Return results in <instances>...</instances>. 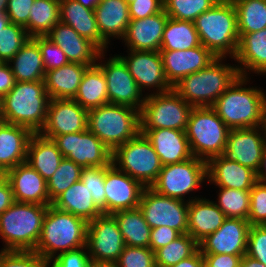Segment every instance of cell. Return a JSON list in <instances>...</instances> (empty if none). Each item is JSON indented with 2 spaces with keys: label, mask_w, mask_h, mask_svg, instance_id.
Segmentation results:
<instances>
[{
  "label": "cell",
  "mask_w": 266,
  "mask_h": 267,
  "mask_svg": "<svg viewBox=\"0 0 266 267\" xmlns=\"http://www.w3.org/2000/svg\"><path fill=\"white\" fill-rule=\"evenodd\" d=\"M250 79L239 75L211 106L230 130L262 126L266 92Z\"/></svg>",
  "instance_id": "cell-1"
},
{
  "label": "cell",
  "mask_w": 266,
  "mask_h": 267,
  "mask_svg": "<svg viewBox=\"0 0 266 267\" xmlns=\"http://www.w3.org/2000/svg\"><path fill=\"white\" fill-rule=\"evenodd\" d=\"M49 102L44 81L16 82L0 100L1 119L39 133L47 120Z\"/></svg>",
  "instance_id": "cell-2"
},
{
  "label": "cell",
  "mask_w": 266,
  "mask_h": 267,
  "mask_svg": "<svg viewBox=\"0 0 266 267\" xmlns=\"http://www.w3.org/2000/svg\"><path fill=\"white\" fill-rule=\"evenodd\" d=\"M88 222L49 205L39 242L34 250L50 262L60 253L86 246Z\"/></svg>",
  "instance_id": "cell-3"
},
{
  "label": "cell",
  "mask_w": 266,
  "mask_h": 267,
  "mask_svg": "<svg viewBox=\"0 0 266 267\" xmlns=\"http://www.w3.org/2000/svg\"><path fill=\"white\" fill-rule=\"evenodd\" d=\"M225 59V60H224ZM217 57L204 69L181 79L172 88L193 107H210L239 76L236 64Z\"/></svg>",
  "instance_id": "cell-4"
},
{
  "label": "cell",
  "mask_w": 266,
  "mask_h": 267,
  "mask_svg": "<svg viewBox=\"0 0 266 267\" xmlns=\"http://www.w3.org/2000/svg\"><path fill=\"white\" fill-rule=\"evenodd\" d=\"M201 44L216 57L233 59L239 45L234 4L217 1L194 20Z\"/></svg>",
  "instance_id": "cell-5"
},
{
  "label": "cell",
  "mask_w": 266,
  "mask_h": 267,
  "mask_svg": "<svg viewBox=\"0 0 266 267\" xmlns=\"http://www.w3.org/2000/svg\"><path fill=\"white\" fill-rule=\"evenodd\" d=\"M48 206L14 202L0 214L1 250L34 251Z\"/></svg>",
  "instance_id": "cell-6"
},
{
  "label": "cell",
  "mask_w": 266,
  "mask_h": 267,
  "mask_svg": "<svg viewBox=\"0 0 266 267\" xmlns=\"http://www.w3.org/2000/svg\"><path fill=\"white\" fill-rule=\"evenodd\" d=\"M88 129L113 151L140 132V111L111 103L90 109Z\"/></svg>",
  "instance_id": "cell-7"
},
{
  "label": "cell",
  "mask_w": 266,
  "mask_h": 267,
  "mask_svg": "<svg viewBox=\"0 0 266 267\" xmlns=\"http://www.w3.org/2000/svg\"><path fill=\"white\" fill-rule=\"evenodd\" d=\"M230 129L210 107H193L185 130L191 153L208 162L224 154Z\"/></svg>",
  "instance_id": "cell-8"
},
{
  "label": "cell",
  "mask_w": 266,
  "mask_h": 267,
  "mask_svg": "<svg viewBox=\"0 0 266 267\" xmlns=\"http://www.w3.org/2000/svg\"><path fill=\"white\" fill-rule=\"evenodd\" d=\"M112 164L144 187L156 181L163 166L151 142L141 132L112 151Z\"/></svg>",
  "instance_id": "cell-9"
},
{
  "label": "cell",
  "mask_w": 266,
  "mask_h": 267,
  "mask_svg": "<svg viewBox=\"0 0 266 267\" xmlns=\"http://www.w3.org/2000/svg\"><path fill=\"white\" fill-rule=\"evenodd\" d=\"M207 181V162L193 156L181 163L163 165L150 187L159 194L190 202L199 198H190V192L197 191ZM185 195H188L187 200Z\"/></svg>",
  "instance_id": "cell-10"
},
{
  "label": "cell",
  "mask_w": 266,
  "mask_h": 267,
  "mask_svg": "<svg viewBox=\"0 0 266 267\" xmlns=\"http://www.w3.org/2000/svg\"><path fill=\"white\" fill-rule=\"evenodd\" d=\"M193 106L171 90L145 96L140 111V129H177L185 131Z\"/></svg>",
  "instance_id": "cell-11"
},
{
  "label": "cell",
  "mask_w": 266,
  "mask_h": 267,
  "mask_svg": "<svg viewBox=\"0 0 266 267\" xmlns=\"http://www.w3.org/2000/svg\"><path fill=\"white\" fill-rule=\"evenodd\" d=\"M106 52H100L96 64L102 69L107 81L108 103L126 105L141 111L146 92L143 94L140 91L123 59L115 54L109 59L103 58Z\"/></svg>",
  "instance_id": "cell-12"
},
{
  "label": "cell",
  "mask_w": 266,
  "mask_h": 267,
  "mask_svg": "<svg viewBox=\"0 0 266 267\" xmlns=\"http://www.w3.org/2000/svg\"><path fill=\"white\" fill-rule=\"evenodd\" d=\"M139 209L150 228L168 226L181 234L188 233V202L143 189Z\"/></svg>",
  "instance_id": "cell-13"
},
{
  "label": "cell",
  "mask_w": 266,
  "mask_h": 267,
  "mask_svg": "<svg viewBox=\"0 0 266 267\" xmlns=\"http://www.w3.org/2000/svg\"><path fill=\"white\" fill-rule=\"evenodd\" d=\"M125 242L111 214H102L88 222L86 248L93 263L114 264Z\"/></svg>",
  "instance_id": "cell-14"
},
{
  "label": "cell",
  "mask_w": 266,
  "mask_h": 267,
  "mask_svg": "<svg viewBox=\"0 0 266 267\" xmlns=\"http://www.w3.org/2000/svg\"><path fill=\"white\" fill-rule=\"evenodd\" d=\"M63 157L81 168L103 167L112 164V151L89 129L53 138Z\"/></svg>",
  "instance_id": "cell-15"
},
{
  "label": "cell",
  "mask_w": 266,
  "mask_h": 267,
  "mask_svg": "<svg viewBox=\"0 0 266 267\" xmlns=\"http://www.w3.org/2000/svg\"><path fill=\"white\" fill-rule=\"evenodd\" d=\"M118 55L127 65L130 74L143 94L146 89L151 92H147L146 95L164 93L172 89L164 74L160 51L127 50V56Z\"/></svg>",
  "instance_id": "cell-16"
},
{
  "label": "cell",
  "mask_w": 266,
  "mask_h": 267,
  "mask_svg": "<svg viewBox=\"0 0 266 267\" xmlns=\"http://www.w3.org/2000/svg\"><path fill=\"white\" fill-rule=\"evenodd\" d=\"M88 129V110L74 99H50L47 120L40 133L50 139Z\"/></svg>",
  "instance_id": "cell-17"
},
{
  "label": "cell",
  "mask_w": 266,
  "mask_h": 267,
  "mask_svg": "<svg viewBox=\"0 0 266 267\" xmlns=\"http://www.w3.org/2000/svg\"><path fill=\"white\" fill-rule=\"evenodd\" d=\"M250 227L248 220L227 217L215 232L199 243V249L202 254L245 255Z\"/></svg>",
  "instance_id": "cell-18"
},
{
  "label": "cell",
  "mask_w": 266,
  "mask_h": 267,
  "mask_svg": "<svg viewBox=\"0 0 266 267\" xmlns=\"http://www.w3.org/2000/svg\"><path fill=\"white\" fill-rule=\"evenodd\" d=\"M104 186L106 214L137 208L145 188L138 180L118 170L113 164L105 166Z\"/></svg>",
  "instance_id": "cell-19"
},
{
  "label": "cell",
  "mask_w": 266,
  "mask_h": 267,
  "mask_svg": "<svg viewBox=\"0 0 266 267\" xmlns=\"http://www.w3.org/2000/svg\"><path fill=\"white\" fill-rule=\"evenodd\" d=\"M265 147L266 140L262 126L231 129L223 155L257 173Z\"/></svg>",
  "instance_id": "cell-20"
},
{
  "label": "cell",
  "mask_w": 266,
  "mask_h": 267,
  "mask_svg": "<svg viewBox=\"0 0 266 267\" xmlns=\"http://www.w3.org/2000/svg\"><path fill=\"white\" fill-rule=\"evenodd\" d=\"M163 70L171 87L189 74L204 69L217 57L202 44L187 50L160 51Z\"/></svg>",
  "instance_id": "cell-21"
},
{
  "label": "cell",
  "mask_w": 266,
  "mask_h": 267,
  "mask_svg": "<svg viewBox=\"0 0 266 267\" xmlns=\"http://www.w3.org/2000/svg\"><path fill=\"white\" fill-rule=\"evenodd\" d=\"M169 16L163 9L154 15L130 20L126 33L121 39L127 50L160 51L164 27Z\"/></svg>",
  "instance_id": "cell-22"
},
{
  "label": "cell",
  "mask_w": 266,
  "mask_h": 267,
  "mask_svg": "<svg viewBox=\"0 0 266 267\" xmlns=\"http://www.w3.org/2000/svg\"><path fill=\"white\" fill-rule=\"evenodd\" d=\"M207 177V183L213 184L216 188L251 190L257 182V175L254 170L223 154L212 157L207 162Z\"/></svg>",
  "instance_id": "cell-23"
},
{
  "label": "cell",
  "mask_w": 266,
  "mask_h": 267,
  "mask_svg": "<svg viewBox=\"0 0 266 267\" xmlns=\"http://www.w3.org/2000/svg\"><path fill=\"white\" fill-rule=\"evenodd\" d=\"M15 202L50 205L46 180L27 162L6 172Z\"/></svg>",
  "instance_id": "cell-24"
},
{
  "label": "cell",
  "mask_w": 266,
  "mask_h": 267,
  "mask_svg": "<svg viewBox=\"0 0 266 267\" xmlns=\"http://www.w3.org/2000/svg\"><path fill=\"white\" fill-rule=\"evenodd\" d=\"M46 37L64 51L69 62L86 66L97 63L101 50L89 39L80 36L71 26L59 22Z\"/></svg>",
  "instance_id": "cell-25"
},
{
  "label": "cell",
  "mask_w": 266,
  "mask_h": 267,
  "mask_svg": "<svg viewBox=\"0 0 266 267\" xmlns=\"http://www.w3.org/2000/svg\"><path fill=\"white\" fill-rule=\"evenodd\" d=\"M151 142L162 165L181 163L193 157L185 131L140 129Z\"/></svg>",
  "instance_id": "cell-26"
},
{
  "label": "cell",
  "mask_w": 266,
  "mask_h": 267,
  "mask_svg": "<svg viewBox=\"0 0 266 267\" xmlns=\"http://www.w3.org/2000/svg\"><path fill=\"white\" fill-rule=\"evenodd\" d=\"M238 50L233 58L240 76L266 75V28L251 33H239ZM239 64V65H238Z\"/></svg>",
  "instance_id": "cell-27"
},
{
  "label": "cell",
  "mask_w": 266,
  "mask_h": 267,
  "mask_svg": "<svg viewBox=\"0 0 266 267\" xmlns=\"http://www.w3.org/2000/svg\"><path fill=\"white\" fill-rule=\"evenodd\" d=\"M59 13L61 23L71 26L101 51H108L110 44L100 35L94 10L84 7L76 0H60Z\"/></svg>",
  "instance_id": "cell-28"
},
{
  "label": "cell",
  "mask_w": 266,
  "mask_h": 267,
  "mask_svg": "<svg viewBox=\"0 0 266 267\" xmlns=\"http://www.w3.org/2000/svg\"><path fill=\"white\" fill-rule=\"evenodd\" d=\"M32 134L27 127L0 121V168L5 173L26 162Z\"/></svg>",
  "instance_id": "cell-29"
},
{
  "label": "cell",
  "mask_w": 266,
  "mask_h": 267,
  "mask_svg": "<svg viewBox=\"0 0 266 267\" xmlns=\"http://www.w3.org/2000/svg\"><path fill=\"white\" fill-rule=\"evenodd\" d=\"M226 218L213 200L200 197L188 202V234L198 243L215 232Z\"/></svg>",
  "instance_id": "cell-30"
},
{
  "label": "cell",
  "mask_w": 266,
  "mask_h": 267,
  "mask_svg": "<svg viewBox=\"0 0 266 267\" xmlns=\"http://www.w3.org/2000/svg\"><path fill=\"white\" fill-rule=\"evenodd\" d=\"M94 13L100 35L109 44L113 38L121 40L124 37L130 22L126 0H100Z\"/></svg>",
  "instance_id": "cell-31"
},
{
  "label": "cell",
  "mask_w": 266,
  "mask_h": 267,
  "mask_svg": "<svg viewBox=\"0 0 266 267\" xmlns=\"http://www.w3.org/2000/svg\"><path fill=\"white\" fill-rule=\"evenodd\" d=\"M63 158L53 139L43 136L40 132L32 134L28 143L26 162L46 181L52 177Z\"/></svg>",
  "instance_id": "cell-32"
},
{
  "label": "cell",
  "mask_w": 266,
  "mask_h": 267,
  "mask_svg": "<svg viewBox=\"0 0 266 267\" xmlns=\"http://www.w3.org/2000/svg\"><path fill=\"white\" fill-rule=\"evenodd\" d=\"M89 66L69 63L45 72L44 84L50 99H74Z\"/></svg>",
  "instance_id": "cell-33"
},
{
  "label": "cell",
  "mask_w": 266,
  "mask_h": 267,
  "mask_svg": "<svg viewBox=\"0 0 266 267\" xmlns=\"http://www.w3.org/2000/svg\"><path fill=\"white\" fill-rule=\"evenodd\" d=\"M51 205L59 210L81 217L87 222L103 214L95 205L91 193L81 179L60 194Z\"/></svg>",
  "instance_id": "cell-34"
},
{
  "label": "cell",
  "mask_w": 266,
  "mask_h": 267,
  "mask_svg": "<svg viewBox=\"0 0 266 267\" xmlns=\"http://www.w3.org/2000/svg\"><path fill=\"white\" fill-rule=\"evenodd\" d=\"M16 82L44 81L45 70L39 45L30 38L8 62Z\"/></svg>",
  "instance_id": "cell-35"
},
{
  "label": "cell",
  "mask_w": 266,
  "mask_h": 267,
  "mask_svg": "<svg viewBox=\"0 0 266 267\" xmlns=\"http://www.w3.org/2000/svg\"><path fill=\"white\" fill-rule=\"evenodd\" d=\"M74 100L86 110L108 104L107 81L97 64L85 70Z\"/></svg>",
  "instance_id": "cell-36"
},
{
  "label": "cell",
  "mask_w": 266,
  "mask_h": 267,
  "mask_svg": "<svg viewBox=\"0 0 266 267\" xmlns=\"http://www.w3.org/2000/svg\"><path fill=\"white\" fill-rule=\"evenodd\" d=\"M118 223L126 246L149 247L151 228L139 207L111 214Z\"/></svg>",
  "instance_id": "cell-37"
},
{
  "label": "cell",
  "mask_w": 266,
  "mask_h": 267,
  "mask_svg": "<svg viewBox=\"0 0 266 267\" xmlns=\"http://www.w3.org/2000/svg\"><path fill=\"white\" fill-rule=\"evenodd\" d=\"M200 45L194 22L168 18L160 51L187 50Z\"/></svg>",
  "instance_id": "cell-38"
},
{
  "label": "cell",
  "mask_w": 266,
  "mask_h": 267,
  "mask_svg": "<svg viewBox=\"0 0 266 267\" xmlns=\"http://www.w3.org/2000/svg\"><path fill=\"white\" fill-rule=\"evenodd\" d=\"M59 11L60 0H34L29 12V36H46L60 22Z\"/></svg>",
  "instance_id": "cell-39"
},
{
  "label": "cell",
  "mask_w": 266,
  "mask_h": 267,
  "mask_svg": "<svg viewBox=\"0 0 266 267\" xmlns=\"http://www.w3.org/2000/svg\"><path fill=\"white\" fill-rule=\"evenodd\" d=\"M234 7L238 33L257 32L266 28V0H240Z\"/></svg>",
  "instance_id": "cell-40"
},
{
  "label": "cell",
  "mask_w": 266,
  "mask_h": 267,
  "mask_svg": "<svg viewBox=\"0 0 266 267\" xmlns=\"http://www.w3.org/2000/svg\"><path fill=\"white\" fill-rule=\"evenodd\" d=\"M199 249V243L188 233L182 234L169 244L155 251V266L170 267L192 256Z\"/></svg>",
  "instance_id": "cell-41"
},
{
  "label": "cell",
  "mask_w": 266,
  "mask_h": 267,
  "mask_svg": "<svg viewBox=\"0 0 266 267\" xmlns=\"http://www.w3.org/2000/svg\"><path fill=\"white\" fill-rule=\"evenodd\" d=\"M217 201H213L229 218L248 220L250 190L218 187Z\"/></svg>",
  "instance_id": "cell-42"
},
{
  "label": "cell",
  "mask_w": 266,
  "mask_h": 267,
  "mask_svg": "<svg viewBox=\"0 0 266 267\" xmlns=\"http://www.w3.org/2000/svg\"><path fill=\"white\" fill-rule=\"evenodd\" d=\"M82 168L74 161L64 157L59 167L47 182V191L52 202L71 185L80 180Z\"/></svg>",
  "instance_id": "cell-43"
},
{
  "label": "cell",
  "mask_w": 266,
  "mask_h": 267,
  "mask_svg": "<svg viewBox=\"0 0 266 267\" xmlns=\"http://www.w3.org/2000/svg\"><path fill=\"white\" fill-rule=\"evenodd\" d=\"M218 0H163L164 10L169 18L194 22L208 11Z\"/></svg>",
  "instance_id": "cell-44"
},
{
  "label": "cell",
  "mask_w": 266,
  "mask_h": 267,
  "mask_svg": "<svg viewBox=\"0 0 266 267\" xmlns=\"http://www.w3.org/2000/svg\"><path fill=\"white\" fill-rule=\"evenodd\" d=\"M31 37L23 26L10 22L0 31V62H9Z\"/></svg>",
  "instance_id": "cell-45"
},
{
  "label": "cell",
  "mask_w": 266,
  "mask_h": 267,
  "mask_svg": "<svg viewBox=\"0 0 266 267\" xmlns=\"http://www.w3.org/2000/svg\"><path fill=\"white\" fill-rule=\"evenodd\" d=\"M80 179L87 186L95 205L106 214L105 166L82 168Z\"/></svg>",
  "instance_id": "cell-46"
},
{
  "label": "cell",
  "mask_w": 266,
  "mask_h": 267,
  "mask_svg": "<svg viewBox=\"0 0 266 267\" xmlns=\"http://www.w3.org/2000/svg\"><path fill=\"white\" fill-rule=\"evenodd\" d=\"M0 267H49L34 251L0 250Z\"/></svg>",
  "instance_id": "cell-47"
},
{
  "label": "cell",
  "mask_w": 266,
  "mask_h": 267,
  "mask_svg": "<svg viewBox=\"0 0 266 267\" xmlns=\"http://www.w3.org/2000/svg\"><path fill=\"white\" fill-rule=\"evenodd\" d=\"M114 265L116 267H156L155 252L149 247L125 246Z\"/></svg>",
  "instance_id": "cell-48"
},
{
  "label": "cell",
  "mask_w": 266,
  "mask_h": 267,
  "mask_svg": "<svg viewBox=\"0 0 266 267\" xmlns=\"http://www.w3.org/2000/svg\"><path fill=\"white\" fill-rule=\"evenodd\" d=\"M32 39L39 45L45 71L60 68L70 63L64 51L46 36H36Z\"/></svg>",
  "instance_id": "cell-49"
},
{
  "label": "cell",
  "mask_w": 266,
  "mask_h": 267,
  "mask_svg": "<svg viewBox=\"0 0 266 267\" xmlns=\"http://www.w3.org/2000/svg\"><path fill=\"white\" fill-rule=\"evenodd\" d=\"M250 225H266V184L257 181L250 190Z\"/></svg>",
  "instance_id": "cell-50"
},
{
  "label": "cell",
  "mask_w": 266,
  "mask_h": 267,
  "mask_svg": "<svg viewBox=\"0 0 266 267\" xmlns=\"http://www.w3.org/2000/svg\"><path fill=\"white\" fill-rule=\"evenodd\" d=\"M246 255L266 266V225H252L250 227Z\"/></svg>",
  "instance_id": "cell-51"
},
{
  "label": "cell",
  "mask_w": 266,
  "mask_h": 267,
  "mask_svg": "<svg viewBox=\"0 0 266 267\" xmlns=\"http://www.w3.org/2000/svg\"><path fill=\"white\" fill-rule=\"evenodd\" d=\"M90 256L86 246L60 253L49 262V267H88Z\"/></svg>",
  "instance_id": "cell-52"
},
{
  "label": "cell",
  "mask_w": 266,
  "mask_h": 267,
  "mask_svg": "<svg viewBox=\"0 0 266 267\" xmlns=\"http://www.w3.org/2000/svg\"><path fill=\"white\" fill-rule=\"evenodd\" d=\"M34 0H8L6 14L13 24L23 26L28 33L29 12Z\"/></svg>",
  "instance_id": "cell-53"
},
{
  "label": "cell",
  "mask_w": 266,
  "mask_h": 267,
  "mask_svg": "<svg viewBox=\"0 0 266 267\" xmlns=\"http://www.w3.org/2000/svg\"><path fill=\"white\" fill-rule=\"evenodd\" d=\"M164 9L163 0H134L129 4L130 20L142 19Z\"/></svg>",
  "instance_id": "cell-54"
},
{
  "label": "cell",
  "mask_w": 266,
  "mask_h": 267,
  "mask_svg": "<svg viewBox=\"0 0 266 267\" xmlns=\"http://www.w3.org/2000/svg\"><path fill=\"white\" fill-rule=\"evenodd\" d=\"M182 234L168 226H160L151 229L149 248L155 252L160 247L169 244Z\"/></svg>",
  "instance_id": "cell-55"
},
{
  "label": "cell",
  "mask_w": 266,
  "mask_h": 267,
  "mask_svg": "<svg viewBox=\"0 0 266 267\" xmlns=\"http://www.w3.org/2000/svg\"><path fill=\"white\" fill-rule=\"evenodd\" d=\"M204 261L211 267H240L243 255L202 254Z\"/></svg>",
  "instance_id": "cell-56"
},
{
  "label": "cell",
  "mask_w": 266,
  "mask_h": 267,
  "mask_svg": "<svg viewBox=\"0 0 266 267\" xmlns=\"http://www.w3.org/2000/svg\"><path fill=\"white\" fill-rule=\"evenodd\" d=\"M16 80L8 62H0V100L15 86Z\"/></svg>",
  "instance_id": "cell-57"
},
{
  "label": "cell",
  "mask_w": 266,
  "mask_h": 267,
  "mask_svg": "<svg viewBox=\"0 0 266 267\" xmlns=\"http://www.w3.org/2000/svg\"><path fill=\"white\" fill-rule=\"evenodd\" d=\"M15 202L12 187L5 177L0 182V214L7 210Z\"/></svg>",
  "instance_id": "cell-58"
},
{
  "label": "cell",
  "mask_w": 266,
  "mask_h": 267,
  "mask_svg": "<svg viewBox=\"0 0 266 267\" xmlns=\"http://www.w3.org/2000/svg\"><path fill=\"white\" fill-rule=\"evenodd\" d=\"M204 263L203 255L198 249L192 256L183 259L176 265L170 267H202Z\"/></svg>",
  "instance_id": "cell-59"
},
{
  "label": "cell",
  "mask_w": 266,
  "mask_h": 267,
  "mask_svg": "<svg viewBox=\"0 0 266 267\" xmlns=\"http://www.w3.org/2000/svg\"><path fill=\"white\" fill-rule=\"evenodd\" d=\"M256 175H257V181L266 184V147L263 151L260 167H259Z\"/></svg>",
  "instance_id": "cell-60"
},
{
  "label": "cell",
  "mask_w": 266,
  "mask_h": 267,
  "mask_svg": "<svg viewBox=\"0 0 266 267\" xmlns=\"http://www.w3.org/2000/svg\"><path fill=\"white\" fill-rule=\"evenodd\" d=\"M240 267H266V266L261 262H259L258 260L245 254L241 259Z\"/></svg>",
  "instance_id": "cell-61"
},
{
  "label": "cell",
  "mask_w": 266,
  "mask_h": 267,
  "mask_svg": "<svg viewBox=\"0 0 266 267\" xmlns=\"http://www.w3.org/2000/svg\"><path fill=\"white\" fill-rule=\"evenodd\" d=\"M81 3L84 7L95 10L100 0H76Z\"/></svg>",
  "instance_id": "cell-62"
},
{
  "label": "cell",
  "mask_w": 266,
  "mask_h": 267,
  "mask_svg": "<svg viewBox=\"0 0 266 267\" xmlns=\"http://www.w3.org/2000/svg\"><path fill=\"white\" fill-rule=\"evenodd\" d=\"M10 23L6 13H0V31L4 29L6 25Z\"/></svg>",
  "instance_id": "cell-63"
},
{
  "label": "cell",
  "mask_w": 266,
  "mask_h": 267,
  "mask_svg": "<svg viewBox=\"0 0 266 267\" xmlns=\"http://www.w3.org/2000/svg\"><path fill=\"white\" fill-rule=\"evenodd\" d=\"M88 267H116V266L114 264L93 263V262H91Z\"/></svg>",
  "instance_id": "cell-64"
},
{
  "label": "cell",
  "mask_w": 266,
  "mask_h": 267,
  "mask_svg": "<svg viewBox=\"0 0 266 267\" xmlns=\"http://www.w3.org/2000/svg\"><path fill=\"white\" fill-rule=\"evenodd\" d=\"M8 0H0V13H6Z\"/></svg>",
  "instance_id": "cell-65"
},
{
  "label": "cell",
  "mask_w": 266,
  "mask_h": 267,
  "mask_svg": "<svg viewBox=\"0 0 266 267\" xmlns=\"http://www.w3.org/2000/svg\"><path fill=\"white\" fill-rule=\"evenodd\" d=\"M262 128L264 130V136H265V140H266V105L264 108Z\"/></svg>",
  "instance_id": "cell-66"
},
{
  "label": "cell",
  "mask_w": 266,
  "mask_h": 267,
  "mask_svg": "<svg viewBox=\"0 0 266 267\" xmlns=\"http://www.w3.org/2000/svg\"><path fill=\"white\" fill-rule=\"evenodd\" d=\"M220 2L229 3V4H236L240 0H218Z\"/></svg>",
  "instance_id": "cell-67"
},
{
  "label": "cell",
  "mask_w": 266,
  "mask_h": 267,
  "mask_svg": "<svg viewBox=\"0 0 266 267\" xmlns=\"http://www.w3.org/2000/svg\"><path fill=\"white\" fill-rule=\"evenodd\" d=\"M6 177V173L0 168V182Z\"/></svg>",
  "instance_id": "cell-68"
},
{
  "label": "cell",
  "mask_w": 266,
  "mask_h": 267,
  "mask_svg": "<svg viewBox=\"0 0 266 267\" xmlns=\"http://www.w3.org/2000/svg\"><path fill=\"white\" fill-rule=\"evenodd\" d=\"M202 267H211V266H209L205 261H204V263H203V266Z\"/></svg>",
  "instance_id": "cell-69"
},
{
  "label": "cell",
  "mask_w": 266,
  "mask_h": 267,
  "mask_svg": "<svg viewBox=\"0 0 266 267\" xmlns=\"http://www.w3.org/2000/svg\"><path fill=\"white\" fill-rule=\"evenodd\" d=\"M128 4H130L131 2H134V0H126Z\"/></svg>",
  "instance_id": "cell-70"
},
{
  "label": "cell",
  "mask_w": 266,
  "mask_h": 267,
  "mask_svg": "<svg viewBox=\"0 0 266 267\" xmlns=\"http://www.w3.org/2000/svg\"><path fill=\"white\" fill-rule=\"evenodd\" d=\"M0 121H2V119H1V107H0Z\"/></svg>",
  "instance_id": "cell-71"
}]
</instances>
